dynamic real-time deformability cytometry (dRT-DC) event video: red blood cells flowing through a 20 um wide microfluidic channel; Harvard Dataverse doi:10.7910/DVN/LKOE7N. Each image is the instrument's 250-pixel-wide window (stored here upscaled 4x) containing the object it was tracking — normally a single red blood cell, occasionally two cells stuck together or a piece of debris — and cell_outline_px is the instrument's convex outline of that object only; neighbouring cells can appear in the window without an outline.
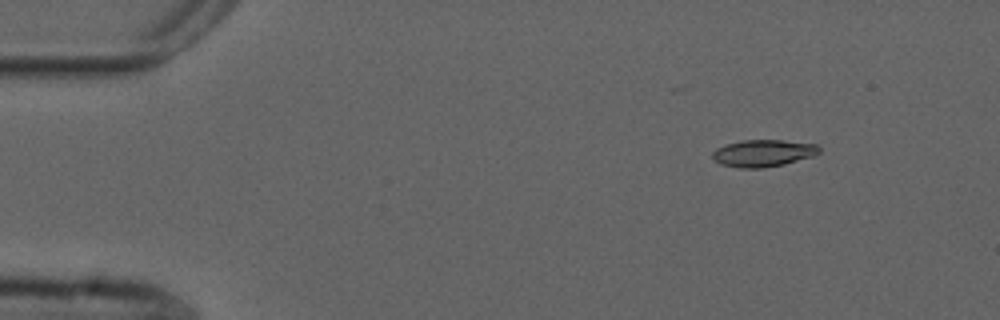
{"species": "common noctule bat (a hibernating species)", "species_latin": "Nyctalus noctula", "temperature_condition": "cold", "stored_images_in_passage": 7, "camera_frame_rate_fps": 3000, "um_per_image_px": 0.085, "animal": {"sex": "male", "forearm_length_mm": 52.5}, "frame": {"image": 1, "passage_image": 2, "time_ms": 0.333, "image_size_px": [1000, 320], "cell_outline_px": [[820, 152], [812, 156], [784, 164], [764, 168], [740, 168], [720, 164], [712, 160], [712, 152], [716, 148], [740, 140], [784, 140], [816, 144], [820, 148]], "centroid_in_image_um": [64.84, 13.02], "position_along_channel_um": 20.2, "area_um2": 16.88}}
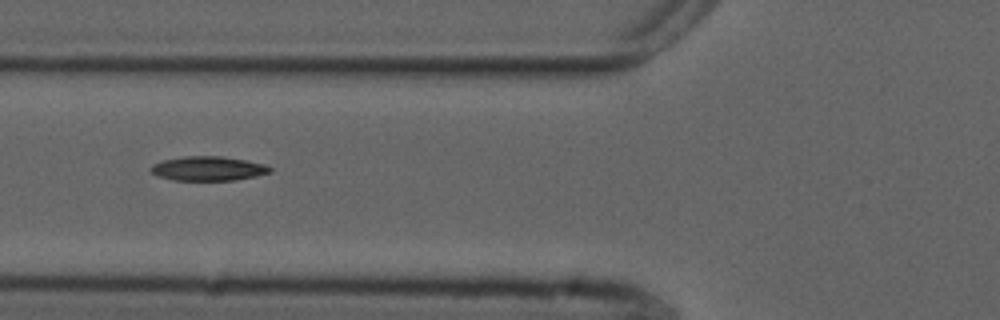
{"frame": {"image": 2, "passage_image": 6, "time_ms": 1.667, "image_size_px": [1000, 320], "cell_outline_px": [[272, 172], [256, 176], [236, 180], [172, 180], [156, 176], [148, 168], [152, 164], [164, 160], [184, 156], [224, 156], [248, 160], [264, 164], [272, 168]], "centroid_in_image_um": [17.69, 14.32], "position_along_channel_um": 108.1, "area_um2": 17.11}}
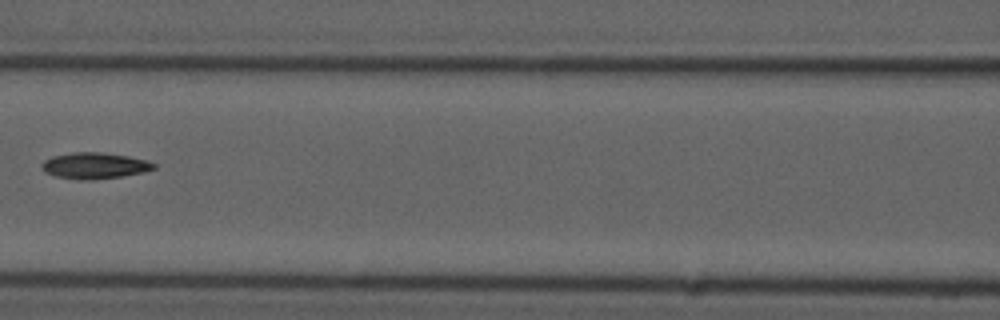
{"frame": {"image": 3, "passage_image": 7, "time_ms": 2.0, "image_size_px": [1000, 320], "cell_outline_px": [[156, 168], [144, 172], [120, 176], [92, 180], [84, 180], [56, 176], [44, 172], [40, 168], [40, 164], [44, 160], [52, 156], [72, 152], [100, 152], [128, 156], [148, 160], [156, 164]], "centroid_in_image_um": [8.02, 14.07], "position_along_channel_um": 158.6, "area_um2": 17.17}}